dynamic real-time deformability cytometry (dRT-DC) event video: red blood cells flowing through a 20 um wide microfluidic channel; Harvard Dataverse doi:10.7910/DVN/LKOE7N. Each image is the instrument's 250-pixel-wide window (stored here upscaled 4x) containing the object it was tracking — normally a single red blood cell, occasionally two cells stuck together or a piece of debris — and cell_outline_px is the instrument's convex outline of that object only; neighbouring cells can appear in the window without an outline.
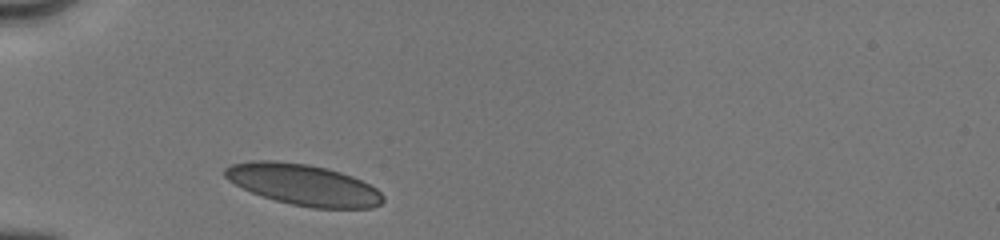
{"species": "human", "species_latin": "Homo sapiens", "temperature_condition": "cold", "stored_images_in_passage": 23, "camera_frame_rate_fps": 3000, "um_per_image_px": 0.085, "donor": {"sex": "male"}, "frame": {"image": 1, "passage_image": 1, "time_ms": 0.0, "image_size_px": [1000, 240], "cell_outline_px": [[384, 200], [380, 204], [372, 208], [312, 208], [292, 204], [276, 200], [252, 192], [228, 180], [224, 176], [224, 168], [232, 164], [252, 160], [276, 160], [308, 164], [328, 168], [352, 176], [376, 188], [384, 196]], "centroid_in_image_um": [25.79, 15.69], "position_along_channel_um": 59.2, "area_um2": 37.74}}
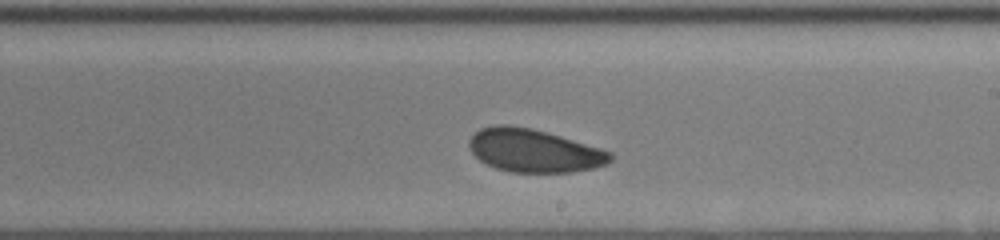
{"frame": {"image": 2, "passage_image": 14, "time_ms": 5.0, "image_size_px": [1000, 240], "cell_outline_px": [[612, 160], [596, 168], [572, 172], [512, 172], [496, 168], [484, 164], [472, 152], [468, 144], [468, 140], [480, 128], [496, 124], [508, 124], [532, 128], [560, 136], [600, 148], [612, 152]], "centroid_in_image_um": [45.37, 12.8], "position_along_channel_um": 243.6, "area_um2": 35.49}}
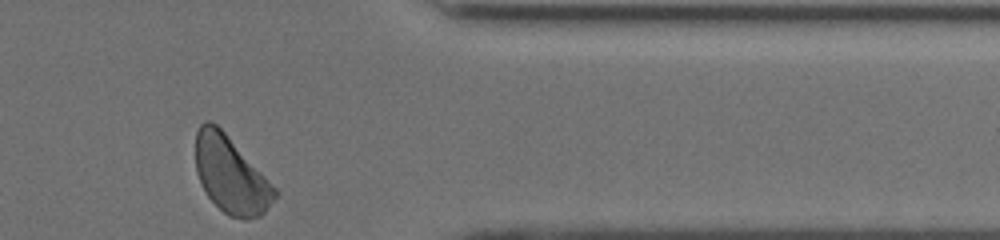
{"frame": {"image": 3, "passage_image": 23, "time_ms": 9.0, "image_size_px": [1000, 240], "cell_outline_px": [[280, 192], [264, 212], [260, 216], [244, 220], [228, 216], [208, 196], [196, 172], [196, 132], [200, 124], [204, 120], [208, 120], [216, 124], [224, 132]], "centroid_in_image_um": [19.62, 14.88], "position_along_channel_um": 391.8, "area_um2": 34.97}, "authors_computed_cell_mechanics": {"area_um2": 35.547, "velocity_mm_per_s": 3.9619, "shape_relaxation_time_tau1_ms": 3.6799, "shape_relaxation_time_tau2_ms": 3.2938, "deformation_change_tau1": 0.067, "deformation_change_tau2": 0.0723}}